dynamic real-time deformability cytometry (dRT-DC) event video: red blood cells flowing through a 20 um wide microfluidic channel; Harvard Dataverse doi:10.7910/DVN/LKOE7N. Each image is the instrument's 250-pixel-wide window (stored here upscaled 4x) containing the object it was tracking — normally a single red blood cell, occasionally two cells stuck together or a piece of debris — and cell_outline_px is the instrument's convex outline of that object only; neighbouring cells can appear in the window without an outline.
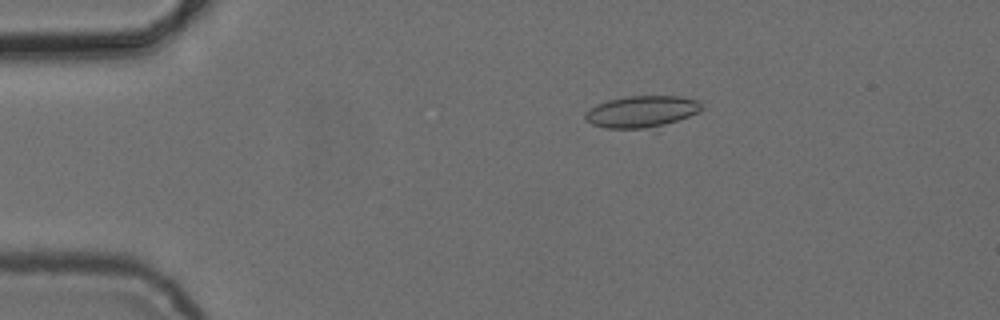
{"species": "common noctule bat (a hibernating species)", "species_latin": "Nyctalus noctula", "temperature_condition": "cold", "stored_images_in_passage": 7, "camera_frame_rate_fps": 3000, "um_per_image_px": 0.085, "animal": {"sex": "female", "body_mass_g": 24.6, "forearm_length_mm": 56.2}, "frame": {"image": 1, "passage_image": 2, "time_ms": 1.667, "image_size_px": [1000, 320], "cell_outline_px": [[704, 108], [656, 132], [604, 128], [592, 124], [584, 120], [584, 112], [596, 104], [608, 100], [628, 96], [680, 96], [696, 100]], "centroid_in_image_um": [54.52, 9.56], "position_along_channel_um": 30.5, "area_um2": 22.66}}
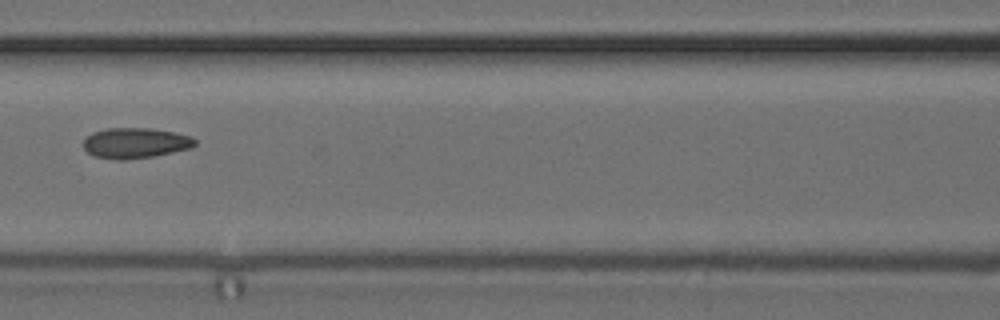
{"frame": {"image": 2, "passage_image": 6, "time_ms": 6.333, "image_size_px": [1000, 320], "cell_outline_px": [[196, 144], [192, 148], [152, 156], [124, 160], [116, 160], [92, 156], [84, 148], [84, 140], [92, 132], [108, 128], [152, 128], [192, 136], [196, 140]], "centroid_in_image_um": [11.5, 12.16], "position_along_channel_um": 155.1, "area_um2": 19.83}}
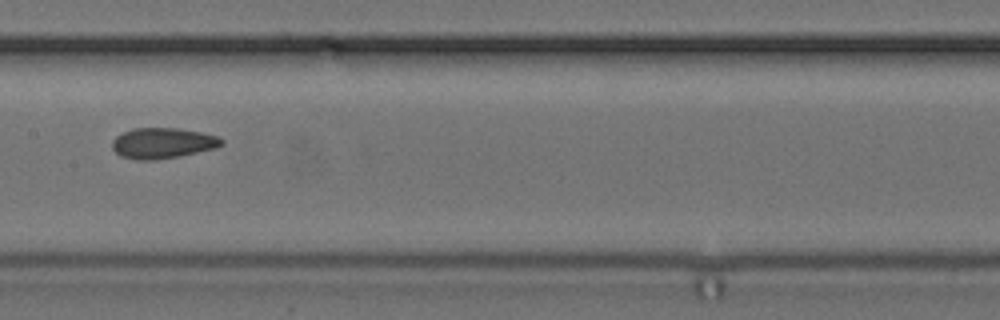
{"frame": {"image": 3, "passage_image": 7, "time_ms": 7.333, "image_size_px": [1000, 320], "cell_outline_px": [[224, 144], [216, 148], [180, 156], [152, 160], [136, 160], [120, 156], [112, 148], [112, 140], [116, 136], [132, 128], [176, 128], [200, 132], [216, 136], [224, 140]], "centroid_in_image_um": [13.81, 12.17], "position_along_channel_um": 193.6, "area_um2": 19.54}}